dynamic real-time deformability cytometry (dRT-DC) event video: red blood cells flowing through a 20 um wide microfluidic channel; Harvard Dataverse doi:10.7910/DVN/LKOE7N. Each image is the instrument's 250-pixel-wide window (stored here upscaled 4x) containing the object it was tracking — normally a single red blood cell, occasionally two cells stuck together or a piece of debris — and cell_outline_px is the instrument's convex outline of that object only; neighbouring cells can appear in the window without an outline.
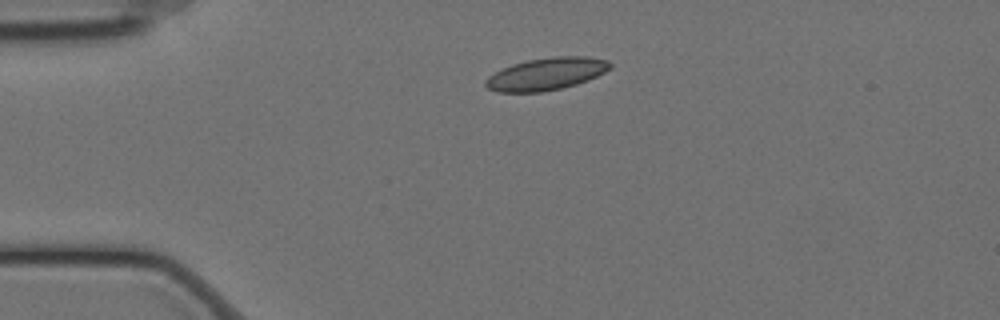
{"species": "Egyptian fruit bat (a non-hibernating species)", "species_latin": "Rousettus aegyptiacus", "temperature_condition": "cold", "stored_images_in_passage": 46, "camera_frame_rate_fps": 3000, "um_per_image_px": 0.085, "animal": {"sex": "female"}, "frame": {"image": 1, "passage_image": 1, "time_ms": 0.0, "image_size_px": [1000, 320], "cell_outline_px": [[612, 68], [588, 80], [576, 84], [560, 88], [540, 92], [496, 92], [488, 88], [484, 84], [484, 80], [488, 76], [512, 64], [528, 60], [552, 56], [588, 56], [608, 60], [612, 64]], "centroid_in_image_um": [46.45, 6.27], "position_along_channel_um": 38.6, "area_um2": 23.47}}
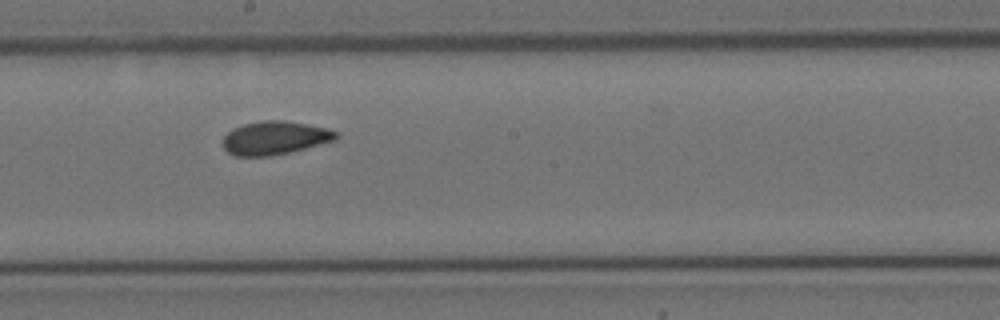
{"frame": {"image": 2, "passage_image": 20, "time_ms": 6.333, "image_size_px": [1000, 320], "cell_outline_px": [[340, 136], [336, 140], [288, 152], [268, 156], [236, 156], [228, 152], [220, 144], [224, 136], [232, 128], [244, 124], [264, 120], [284, 120], [328, 128], [336, 132]], "centroid_in_image_um": [23.33, 11.71], "position_along_channel_um": 224.9, "area_um2": 22.02}}
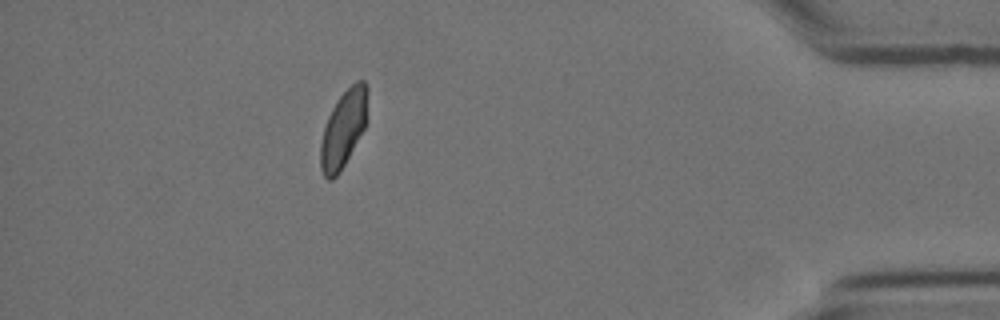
{"frame": {"image": 3, "passage_image": 40, "time_ms": 13.0, "image_size_px": [1000, 320], "cell_outline_px": [[368, 120], [364, 128], [340, 172], [332, 180], [328, 180], [324, 176], [320, 168], [320, 144], [324, 128], [328, 116], [332, 108], [340, 96], [356, 80], [364, 80], [368, 84]], "centroid_in_image_um": [29.22, 10.92], "position_along_channel_um": 406.0, "area_um2": 21.33}, "authors_computed_cell_mechanics": {"area_um2": 21.7039, "velocity_mm_per_s": 3.4478, "shape_relaxation_time_tau1_ms": null, "shape_relaxation_time_tau2_ms": 2.0817, "deformation_change_tau1": null, "deformation_change_tau2": 0.0675}}